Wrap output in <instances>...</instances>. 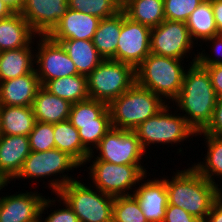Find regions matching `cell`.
Returning a JSON list of instances; mask_svg holds the SVG:
<instances>
[{"label":"cell","mask_w":222,"mask_h":222,"mask_svg":"<svg viewBox=\"0 0 222 222\" xmlns=\"http://www.w3.org/2000/svg\"><path fill=\"white\" fill-rule=\"evenodd\" d=\"M8 183H11V180L6 176V174L0 169V190L6 186H8Z\"/></svg>","instance_id":"bcb514c9"},{"label":"cell","mask_w":222,"mask_h":222,"mask_svg":"<svg viewBox=\"0 0 222 222\" xmlns=\"http://www.w3.org/2000/svg\"><path fill=\"white\" fill-rule=\"evenodd\" d=\"M36 123L32 106L0 105L2 135L29 136Z\"/></svg>","instance_id":"603a6c76"},{"label":"cell","mask_w":222,"mask_h":222,"mask_svg":"<svg viewBox=\"0 0 222 222\" xmlns=\"http://www.w3.org/2000/svg\"><path fill=\"white\" fill-rule=\"evenodd\" d=\"M195 44L185 22L164 20L151 29L152 54L184 60L194 53L191 51Z\"/></svg>","instance_id":"7c38bea8"},{"label":"cell","mask_w":222,"mask_h":222,"mask_svg":"<svg viewBox=\"0 0 222 222\" xmlns=\"http://www.w3.org/2000/svg\"><path fill=\"white\" fill-rule=\"evenodd\" d=\"M28 137L31 151L45 152L55 148L53 124L36 121Z\"/></svg>","instance_id":"836d02e7"},{"label":"cell","mask_w":222,"mask_h":222,"mask_svg":"<svg viewBox=\"0 0 222 222\" xmlns=\"http://www.w3.org/2000/svg\"><path fill=\"white\" fill-rule=\"evenodd\" d=\"M135 82L132 65L105 59L87 76L89 98L109 104Z\"/></svg>","instance_id":"ba28073f"},{"label":"cell","mask_w":222,"mask_h":222,"mask_svg":"<svg viewBox=\"0 0 222 222\" xmlns=\"http://www.w3.org/2000/svg\"><path fill=\"white\" fill-rule=\"evenodd\" d=\"M68 120L78 130L80 125L111 124L108 104L95 99L73 103Z\"/></svg>","instance_id":"484cf974"},{"label":"cell","mask_w":222,"mask_h":222,"mask_svg":"<svg viewBox=\"0 0 222 222\" xmlns=\"http://www.w3.org/2000/svg\"><path fill=\"white\" fill-rule=\"evenodd\" d=\"M59 198V199H58ZM56 198H50L48 197V199H45L41 205V209H40V222H79V219L77 217V215L74 213V211L69 207V205L64 202L58 195H57V199ZM57 201L63 204V207L61 206V208L59 209H55L54 211H52L51 213H49V215L45 218V220H42V217L45 215H42L46 210L47 214H48V209L49 207H52V205L55 204V202Z\"/></svg>","instance_id":"d590c367"},{"label":"cell","mask_w":222,"mask_h":222,"mask_svg":"<svg viewBox=\"0 0 222 222\" xmlns=\"http://www.w3.org/2000/svg\"><path fill=\"white\" fill-rule=\"evenodd\" d=\"M60 43L74 62L78 74L88 76L104 60L92 40L67 39Z\"/></svg>","instance_id":"cb8c5ba5"},{"label":"cell","mask_w":222,"mask_h":222,"mask_svg":"<svg viewBox=\"0 0 222 222\" xmlns=\"http://www.w3.org/2000/svg\"><path fill=\"white\" fill-rule=\"evenodd\" d=\"M28 136L2 135L0 138V169L13 181L30 154Z\"/></svg>","instance_id":"d6986e66"},{"label":"cell","mask_w":222,"mask_h":222,"mask_svg":"<svg viewBox=\"0 0 222 222\" xmlns=\"http://www.w3.org/2000/svg\"><path fill=\"white\" fill-rule=\"evenodd\" d=\"M188 30L193 41H196V46H202L199 43L218 35L215 24L213 9L210 0H204L191 13L186 21Z\"/></svg>","instance_id":"4dcf8cb0"},{"label":"cell","mask_w":222,"mask_h":222,"mask_svg":"<svg viewBox=\"0 0 222 222\" xmlns=\"http://www.w3.org/2000/svg\"><path fill=\"white\" fill-rule=\"evenodd\" d=\"M99 154L91 153L87 158H97L117 165H143V149L136 133L133 130H124L112 127L101 139L95 148ZM142 163V164H141Z\"/></svg>","instance_id":"30bf717a"},{"label":"cell","mask_w":222,"mask_h":222,"mask_svg":"<svg viewBox=\"0 0 222 222\" xmlns=\"http://www.w3.org/2000/svg\"><path fill=\"white\" fill-rule=\"evenodd\" d=\"M0 197V222H40V209L45 199L28 190Z\"/></svg>","instance_id":"9a60e30c"},{"label":"cell","mask_w":222,"mask_h":222,"mask_svg":"<svg viewBox=\"0 0 222 222\" xmlns=\"http://www.w3.org/2000/svg\"><path fill=\"white\" fill-rule=\"evenodd\" d=\"M2 137V133H1V125H0V138Z\"/></svg>","instance_id":"7dc6e473"},{"label":"cell","mask_w":222,"mask_h":222,"mask_svg":"<svg viewBox=\"0 0 222 222\" xmlns=\"http://www.w3.org/2000/svg\"><path fill=\"white\" fill-rule=\"evenodd\" d=\"M122 11L130 20L151 29L165 20L163 0H124Z\"/></svg>","instance_id":"d4e9b609"},{"label":"cell","mask_w":222,"mask_h":222,"mask_svg":"<svg viewBox=\"0 0 222 222\" xmlns=\"http://www.w3.org/2000/svg\"><path fill=\"white\" fill-rule=\"evenodd\" d=\"M205 43H211L212 55L206 54L205 50L197 52V62L202 66H210L216 64H222V34H218L204 41ZM213 47V48H212ZM214 54V55H213ZM214 56V57H213Z\"/></svg>","instance_id":"74e56055"},{"label":"cell","mask_w":222,"mask_h":222,"mask_svg":"<svg viewBox=\"0 0 222 222\" xmlns=\"http://www.w3.org/2000/svg\"><path fill=\"white\" fill-rule=\"evenodd\" d=\"M185 70L182 87L172 101L187 123L197 132L203 131L213 118L217 95L211 83L209 72L197 62L194 53ZM175 102V104H174Z\"/></svg>","instance_id":"6da1fadb"},{"label":"cell","mask_w":222,"mask_h":222,"mask_svg":"<svg viewBox=\"0 0 222 222\" xmlns=\"http://www.w3.org/2000/svg\"><path fill=\"white\" fill-rule=\"evenodd\" d=\"M43 87L71 104L89 99L87 76L81 74L50 80Z\"/></svg>","instance_id":"f546056e"},{"label":"cell","mask_w":222,"mask_h":222,"mask_svg":"<svg viewBox=\"0 0 222 222\" xmlns=\"http://www.w3.org/2000/svg\"><path fill=\"white\" fill-rule=\"evenodd\" d=\"M151 28L134 22L121 11V31L115 61L132 65L135 69L151 53Z\"/></svg>","instance_id":"4fadbf2b"},{"label":"cell","mask_w":222,"mask_h":222,"mask_svg":"<svg viewBox=\"0 0 222 222\" xmlns=\"http://www.w3.org/2000/svg\"><path fill=\"white\" fill-rule=\"evenodd\" d=\"M175 170L171 179H168V176L162 177L166 182L168 204L185 209L190 215L205 220L214 201L221 194L220 183H211L192 166Z\"/></svg>","instance_id":"7a4b0ae2"},{"label":"cell","mask_w":222,"mask_h":222,"mask_svg":"<svg viewBox=\"0 0 222 222\" xmlns=\"http://www.w3.org/2000/svg\"><path fill=\"white\" fill-rule=\"evenodd\" d=\"M120 31L121 11L113 17L101 19L92 42L104 60H115Z\"/></svg>","instance_id":"f1b7e54d"},{"label":"cell","mask_w":222,"mask_h":222,"mask_svg":"<svg viewBox=\"0 0 222 222\" xmlns=\"http://www.w3.org/2000/svg\"><path fill=\"white\" fill-rule=\"evenodd\" d=\"M182 61L150 53L135 69L136 83L172 104L182 87L186 69Z\"/></svg>","instance_id":"277c9868"},{"label":"cell","mask_w":222,"mask_h":222,"mask_svg":"<svg viewBox=\"0 0 222 222\" xmlns=\"http://www.w3.org/2000/svg\"><path fill=\"white\" fill-rule=\"evenodd\" d=\"M81 181L69 182L56 195L69 205L79 222H112L114 197Z\"/></svg>","instance_id":"8992f818"},{"label":"cell","mask_w":222,"mask_h":222,"mask_svg":"<svg viewBox=\"0 0 222 222\" xmlns=\"http://www.w3.org/2000/svg\"><path fill=\"white\" fill-rule=\"evenodd\" d=\"M165 20L187 21L191 13L204 0H163Z\"/></svg>","instance_id":"e575fe53"},{"label":"cell","mask_w":222,"mask_h":222,"mask_svg":"<svg viewBox=\"0 0 222 222\" xmlns=\"http://www.w3.org/2000/svg\"><path fill=\"white\" fill-rule=\"evenodd\" d=\"M112 128L111 124H88L80 125L79 138L83 147L91 154L101 139Z\"/></svg>","instance_id":"8d00e7d4"},{"label":"cell","mask_w":222,"mask_h":222,"mask_svg":"<svg viewBox=\"0 0 222 222\" xmlns=\"http://www.w3.org/2000/svg\"><path fill=\"white\" fill-rule=\"evenodd\" d=\"M218 34H222V0H210Z\"/></svg>","instance_id":"7bdbcfd3"},{"label":"cell","mask_w":222,"mask_h":222,"mask_svg":"<svg viewBox=\"0 0 222 222\" xmlns=\"http://www.w3.org/2000/svg\"><path fill=\"white\" fill-rule=\"evenodd\" d=\"M13 12L8 8L7 5L3 3L2 0H0V19L8 17Z\"/></svg>","instance_id":"f6af8a7d"},{"label":"cell","mask_w":222,"mask_h":222,"mask_svg":"<svg viewBox=\"0 0 222 222\" xmlns=\"http://www.w3.org/2000/svg\"><path fill=\"white\" fill-rule=\"evenodd\" d=\"M81 167L72 157H70L67 153L62 152L56 148L45 151V152H37L31 151L28 157L24 160L21 171L18 175L13 179L14 183L16 179L19 181V178L23 180L25 179H37L46 178L56 176L59 178H54L53 180L50 178V181L47 180L49 184V188L52 192L57 194L62 187L68 184L71 181H75V177L73 178L71 175L68 176V171L73 170L74 168ZM64 172H67L65 174ZM55 174V175H54ZM58 174H61L58 176Z\"/></svg>","instance_id":"52a82bcc"},{"label":"cell","mask_w":222,"mask_h":222,"mask_svg":"<svg viewBox=\"0 0 222 222\" xmlns=\"http://www.w3.org/2000/svg\"><path fill=\"white\" fill-rule=\"evenodd\" d=\"M53 129L55 148L67 153L80 166H84L90 153L83 147L78 130L69 120L53 124Z\"/></svg>","instance_id":"4316f807"},{"label":"cell","mask_w":222,"mask_h":222,"mask_svg":"<svg viewBox=\"0 0 222 222\" xmlns=\"http://www.w3.org/2000/svg\"><path fill=\"white\" fill-rule=\"evenodd\" d=\"M169 108L172 109L168 103L156 115L148 118L133 130L146 152L150 149L147 147L152 144H156L155 146L169 143L178 145L196 136V131L186 119L180 113L177 114L178 110L172 111Z\"/></svg>","instance_id":"5b68a950"},{"label":"cell","mask_w":222,"mask_h":222,"mask_svg":"<svg viewBox=\"0 0 222 222\" xmlns=\"http://www.w3.org/2000/svg\"><path fill=\"white\" fill-rule=\"evenodd\" d=\"M112 222H148L133 195L114 197Z\"/></svg>","instance_id":"d6a6232c"},{"label":"cell","mask_w":222,"mask_h":222,"mask_svg":"<svg viewBox=\"0 0 222 222\" xmlns=\"http://www.w3.org/2000/svg\"><path fill=\"white\" fill-rule=\"evenodd\" d=\"M71 105L69 101L51 94L41 86L36 93L32 108L36 121L56 124L68 120Z\"/></svg>","instance_id":"44dd1931"},{"label":"cell","mask_w":222,"mask_h":222,"mask_svg":"<svg viewBox=\"0 0 222 222\" xmlns=\"http://www.w3.org/2000/svg\"><path fill=\"white\" fill-rule=\"evenodd\" d=\"M68 8L67 0H25L20 13L37 35H48Z\"/></svg>","instance_id":"5bb4252c"},{"label":"cell","mask_w":222,"mask_h":222,"mask_svg":"<svg viewBox=\"0 0 222 222\" xmlns=\"http://www.w3.org/2000/svg\"><path fill=\"white\" fill-rule=\"evenodd\" d=\"M68 7L75 11L94 15L100 19L110 18L122 11L120 0H67Z\"/></svg>","instance_id":"1f68e13d"},{"label":"cell","mask_w":222,"mask_h":222,"mask_svg":"<svg viewBox=\"0 0 222 222\" xmlns=\"http://www.w3.org/2000/svg\"><path fill=\"white\" fill-rule=\"evenodd\" d=\"M146 178L147 174L139 181V187H135L132 195L139 203L148 222H163L168 205L166 182L161 177L152 180L151 178L146 180Z\"/></svg>","instance_id":"2e32d148"},{"label":"cell","mask_w":222,"mask_h":222,"mask_svg":"<svg viewBox=\"0 0 222 222\" xmlns=\"http://www.w3.org/2000/svg\"><path fill=\"white\" fill-rule=\"evenodd\" d=\"M163 222H205V220L190 215L185 209L168 204Z\"/></svg>","instance_id":"f35d334b"},{"label":"cell","mask_w":222,"mask_h":222,"mask_svg":"<svg viewBox=\"0 0 222 222\" xmlns=\"http://www.w3.org/2000/svg\"><path fill=\"white\" fill-rule=\"evenodd\" d=\"M37 38L39 40L36 41L38 45L35 50V71L41 86L50 80L78 74L74 62L61 43L52 40L48 35H37Z\"/></svg>","instance_id":"8fae6325"},{"label":"cell","mask_w":222,"mask_h":222,"mask_svg":"<svg viewBox=\"0 0 222 222\" xmlns=\"http://www.w3.org/2000/svg\"><path fill=\"white\" fill-rule=\"evenodd\" d=\"M13 13H20L25 0H2Z\"/></svg>","instance_id":"ee69618b"},{"label":"cell","mask_w":222,"mask_h":222,"mask_svg":"<svg viewBox=\"0 0 222 222\" xmlns=\"http://www.w3.org/2000/svg\"><path fill=\"white\" fill-rule=\"evenodd\" d=\"M167 104L159 95L135 82L108 104L111 125L118 129L134 130Z\"/></svg>","instance_id":"3957f363"},{"label":"cell","mask_w":222,"mask_h":222,"mask_svg":"<svg viewBox=\"0 0 222 222\" xmlns=\"http://www.w3.org/2000/svg\"><path fill=\"white\" fill-rule=\"evenodd\" d=\"M34 42L33 40L26 47L0 52V82L17 78L35 70V52L34 47L32 48Z\"/></svg>","instance_id":"7402d4cb"},{"label":"cell","mask_w":222,"mask_h":222,"mask_svg":"<svg viewBox=\"0 0 222 222\" xmlns=\"http://www.w3.org/2000/svg\"><path fill=\"white\" fill-rule=\"evenodd\" d=\"M209 72L212 86L218 98L222 97V64L205 66Z\"/></svg>","instance_id":"60d3db41"},{"label":"cell","mask_w":222,"mask_h":222,"mask_svg":"<svg viewBox=\"0 0 222 222\" xmlns=\"http://www.w3.org/2000/svg\"><path fill=\"white\" fill-rule=\"evenodd\" d=\"M37 34L21 13L0 19V52L28 46Z\"/></svg>","instance_id":"ffe728a7"},{"label":"cell","mask_w":222,"mask_h":222,"mask_svg":"<svg viewBox=\"0 0 222 222\" xmlns=\"http://www.w3.org/2000/svg\"><path fill=\"white\" fill-rule=\"evenodd\" d=\"M205 222H222V195L214 201Z\"/></svg>","instance_id":"b9f144b4"},{"label":"cell","mask_w":222,"mask_h":222,"mask_svg":"<svg viewBox=\"0 0 222 222\" xmlns=\"http://www.w3.org/2000/svg\"><path fill=\"white\" fill-rule=\"evenodd\" d=\"M100 21L99 17L68 8L48 36L59 43L67 39L92 40Z\"/></svg>","instance_id":"e0dca14e"},{"label":"cell","mask_w":222,"mask_h":222,"mask_svg":"<svg viewBox=\"0 0 222 222\" xmlns=\"http://www.w3.org/2000/svg\"><path fill=\"white\" fill-rule=\"evenodd\" d=\"M87 162L91 165L88 167L89 179L92 181L90 185L112 197L132 195L130 192L135 191L133 187L147 174L143 165H117L97 158H87L86 165Z\"/></svg>","instance_id":"9c48e42d"},{"label":"cell","mask_w":222,"mask_h":222,"mask_svg":"<svg viewBox=\"0 0 222 222\" xmlns=\"http://www.w3.org/2000/svg\"><path fill=\"white\" fill-rule=\"evenodd\" d=\"M197 136H202L205 139L207 153L202 158L203 162L193 163L192 167L208 181L218 185L215 179L220 178L222 180V137L206 134L203 131L197 132L195 138Z\"/></svg>","instance_id":"83f0119b"},{"label":"cell","mask_w":222,"mask_h":222,"mask_svg":"<svg viewBox=\"0 0 222 222\" xmlns=\"http://www.w3.org/2000/svg\"><path fill=\"white\" fill-rule=\"evenodd\" d=\"M203 132L213 136L222 137V97L217 99L213 118Z\"/></svg>","instance_id":"ab89813d"},{"label":"cell","mask_w":222,"mask_h":222,"mask_svg":"<svg viewBox=\"0 0 222 222\" xmlns=\"http://www.w3.org/2000/svg\"><path fill=\"white\" fill-rule=\"evenodd\" d=\"M41 87L36 71L0 82V105L32 106Z\"/></svg>","instance_id":"ac0fdd59"}]
</instances>
